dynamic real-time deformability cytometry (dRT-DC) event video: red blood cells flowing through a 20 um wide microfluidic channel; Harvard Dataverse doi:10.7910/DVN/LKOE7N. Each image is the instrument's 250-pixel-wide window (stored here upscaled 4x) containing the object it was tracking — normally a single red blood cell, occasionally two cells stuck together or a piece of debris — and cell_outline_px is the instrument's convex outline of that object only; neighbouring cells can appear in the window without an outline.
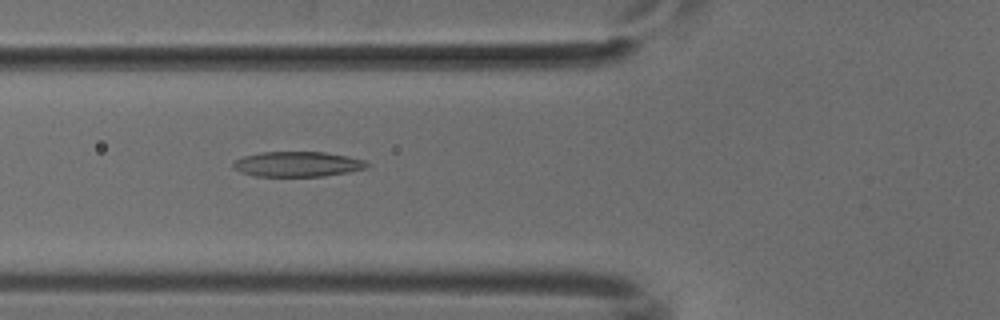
{"species": "common noctule bat (a hibernating species)", "species_latin": "Nyctalus noctula", "temperature_condition": "cold", "stored_images_in_passage": 52, "camera_frame_rate_fps": 3000, "um_per_image_px": 0.085, "animal": {"sex": "male", "body_mass_g": 18.8}, "frame": {"image": 1, "passage_image": 19, "time_ms": 6.0, "image_size_px": [1000, 320], "cell_outline_px": [[368, 164], [364, 168], [348, 172], [324, 176], [256, 176], [240, 172], [232, 168], [232, 164], [236, 160], [244, 156], [260, 152], [324, 152], [348, 156], [364, 160]], "centroid_in_image_um": [25.25, 13.95], "position_along_channel_um": 100.6, "area_um2": 19.48}}
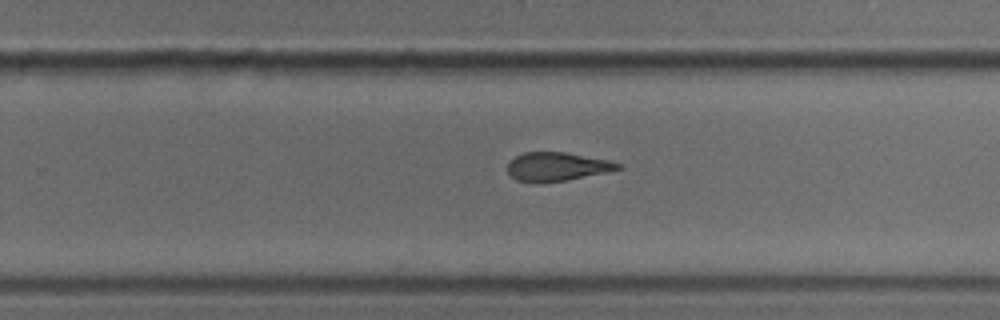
{"frame": {"image": 2, "passage_image": 33, "time_ms": 10.667, "image_size_px": [1000, 320], "cell_outline_px": [[624, 168], [568, 180], [536, 184], [516, 180], [508, 172], [508, 160], [524, 152], [564, 152], [608, 160], [620, 164]], "centroid_in_image_um": [47.3, 14.18], "position_along_channel_um": 282.5, "area_um2": 18.55}}
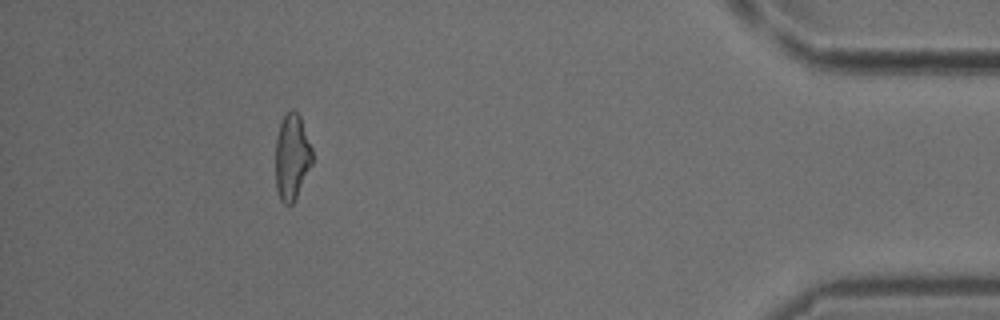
{"frame": {"image": 3, "passage_image": 47, "time_ms": 15.333, "image_size_px": [1000, 320], "cell_outline_px": [[312, 164], [292, 204], [284, 204], [280, 200], [276, 188], [276, 136], [280, 124], [284, 116], [292, 108], [300, 116], [312, 148]], "centroid_in_image_um": [24.81, 13.33], "position_along_channel_um": 410.4, "area_um2": 18.21}}